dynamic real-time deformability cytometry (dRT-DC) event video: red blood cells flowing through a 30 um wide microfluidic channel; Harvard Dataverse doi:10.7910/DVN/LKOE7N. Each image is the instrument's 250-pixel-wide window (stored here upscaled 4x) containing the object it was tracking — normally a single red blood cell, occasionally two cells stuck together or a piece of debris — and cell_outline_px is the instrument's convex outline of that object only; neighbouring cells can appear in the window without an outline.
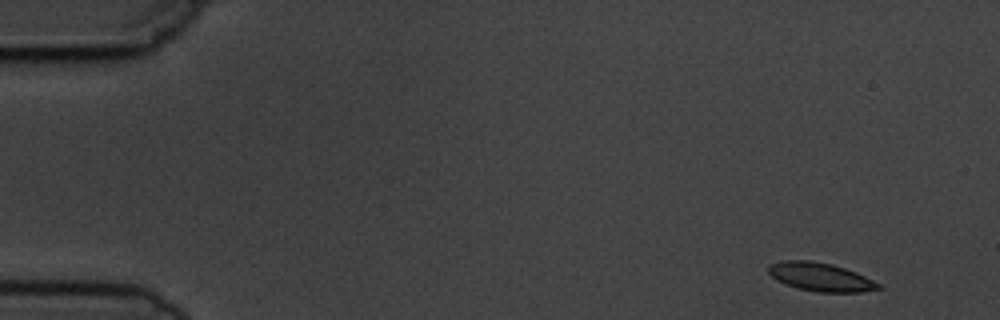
{"species": "common noctule bat (a hibernating species)", "species_latin": "Nyctalus noctula", "temperature_condition": "cold", "stored_images_in_passage": 4, "camera_frame_rate_fps": 3000, "um_per_image_px": 0.085, "animal": {"sex": "male", "body_mass_g": 19.5, "forearm_length_mm": 54.6}, "frame": {"image": 1, "passage_image": 1, "time_ms": 0.0, "image_size_px": [1000, 320], "cell_outline_px": [[884, 288], [860, 292], [816, 292], [796, 288], [776, 280], [768, 272], [768, 264], [784, 260], [808, 260], [832, 264], [856, 272], [880, 284]], "centroid_in_image_um": [69.72, 23.54], "position_along_channel_um": 15.3, "area_um2": 18.26}}
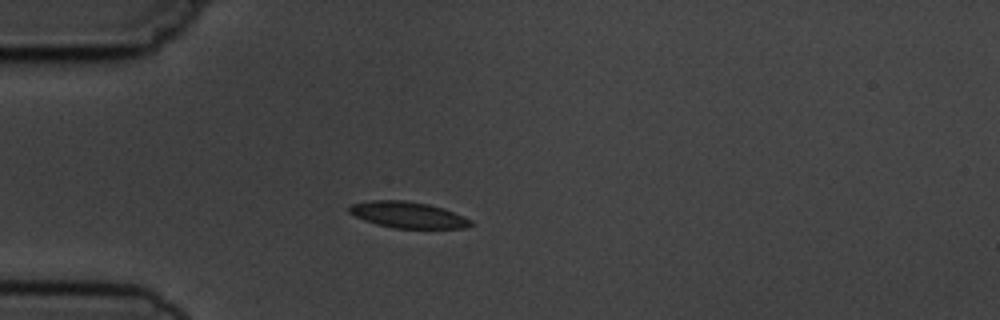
{"frame": {"image": 2, "passage_image": 4, "time_ms": 3.667, "image_size_px": [1000, 320], "cell_outline_px": [[476, 224], [464, 228], [392, 228], [376, 224], [364, 220], [348, 212], [348, 208], [352, 204], [372, 200], [404, 200], [428, 204], [444, 208], [472, 220]], "centroid_in_image_um": [34.69, 18.26], "position_along_channel_um": 50.3, "area_um2": 18.61}}